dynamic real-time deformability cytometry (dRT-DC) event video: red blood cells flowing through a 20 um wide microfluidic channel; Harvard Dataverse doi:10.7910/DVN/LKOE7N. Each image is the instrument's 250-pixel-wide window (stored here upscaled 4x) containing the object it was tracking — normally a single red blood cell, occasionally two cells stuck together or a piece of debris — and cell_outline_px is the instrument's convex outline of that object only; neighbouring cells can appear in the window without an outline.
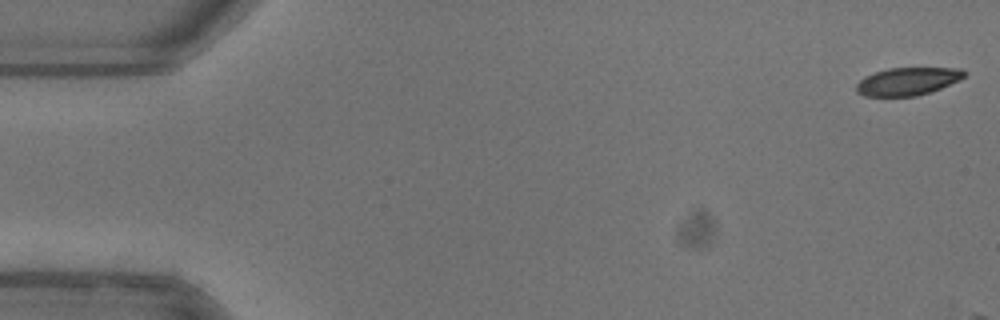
{"species": "common noctule bat (a hibernating species)", "species_latin": "Nyctalus noctula", "temperature_condition": "warm", "stored_images_in_passage": 5, "camera_frame_rate_fps": 3000, "um_per_image_px": 0.085, "animal": {"sex": "female"}, "frame": {"image": 1, "passage_image": 1, "time_ms": 0.0, "image_size_px": [1000, 320], "cell_outline_px": [[968, 72], [960, 80], [940, 88], [916, 96], [864, 96], [856, 92], [856, 84], [864, 76], [888, 68], [960, 68]], "centroid_in_image_um": [77.14, 6.91], "position_along_channel_um": 7.9, "area_um2": 17.46}}